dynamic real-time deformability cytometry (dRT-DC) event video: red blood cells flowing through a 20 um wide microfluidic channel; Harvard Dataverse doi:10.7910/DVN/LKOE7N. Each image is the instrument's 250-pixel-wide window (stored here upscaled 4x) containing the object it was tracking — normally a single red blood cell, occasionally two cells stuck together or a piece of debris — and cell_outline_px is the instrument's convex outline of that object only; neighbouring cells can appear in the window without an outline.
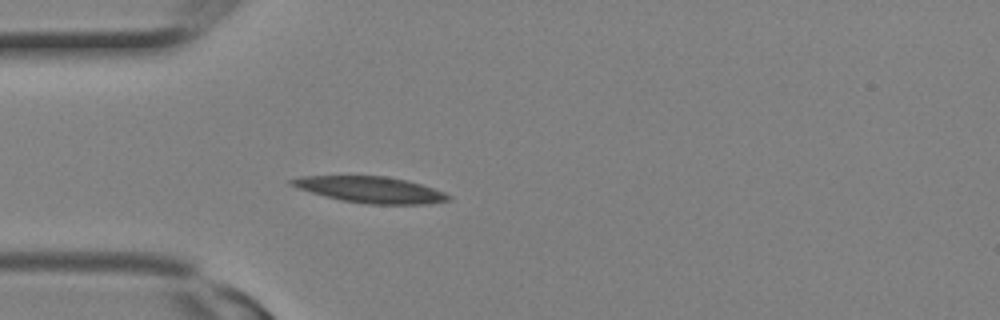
{"species": "Egyptian fruit bat (a non-hibernating species)", "species_latin": "Rousettus aegyptiacus", "temperature_condition": "room temperature", "stored_images_in_passage": 2, "camera_frame_rate_fps": 3000, "um_per_image_px": 0.085, "animal": {"sex": "female"}, "frame": {"image": 1, "passage_image": 2, "time_ms": 0.333, "image_size_px": [1000, 320], "cell_outline_px": [[452, 200], [424, 204], [368, 204], [344, 200], [312, 192], [300, 188], [292, 184], [288, 180], [300, 176], [384, 176], [408, 180], [444, 192], [452, 196]], "centroid_in_image_um": [31.57, 16.12], "position_along_channel_um": 53.4, "area_um2": 23.52}}